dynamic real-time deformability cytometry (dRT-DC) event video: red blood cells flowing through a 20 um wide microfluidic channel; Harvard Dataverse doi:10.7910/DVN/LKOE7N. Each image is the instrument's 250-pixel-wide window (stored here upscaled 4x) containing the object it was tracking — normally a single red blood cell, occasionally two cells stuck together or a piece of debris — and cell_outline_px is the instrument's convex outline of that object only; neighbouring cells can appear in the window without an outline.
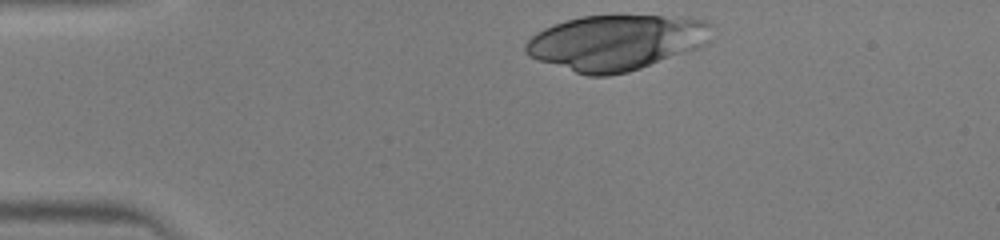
{"species": "human", "species_latin": "Homo sapiens", "temperature_condition": "warm", "stored_images_in_passage": 30, "camera_frame_rate_fps": 3000, "um_per_image_px": 0.085, "donor": {"sex": "male"}, "frame": {"image": 1, "passage_image": 1, "time_ms": 0.0, "image_size_px": [1000, 240], "cell_outline_px": [[712, 24], [708, 44], [640, 68], [628, 72], [608, 76], [588, 76], [528, 56], [524, 52], [524, 44], [536, 32], [544, 28], [580, 16], [620, 12], [708, 20]], "centroid_in_image_um": [52.38, 3.56], "position_along_channel_um": 32.6, "area_um2": 60.81}}